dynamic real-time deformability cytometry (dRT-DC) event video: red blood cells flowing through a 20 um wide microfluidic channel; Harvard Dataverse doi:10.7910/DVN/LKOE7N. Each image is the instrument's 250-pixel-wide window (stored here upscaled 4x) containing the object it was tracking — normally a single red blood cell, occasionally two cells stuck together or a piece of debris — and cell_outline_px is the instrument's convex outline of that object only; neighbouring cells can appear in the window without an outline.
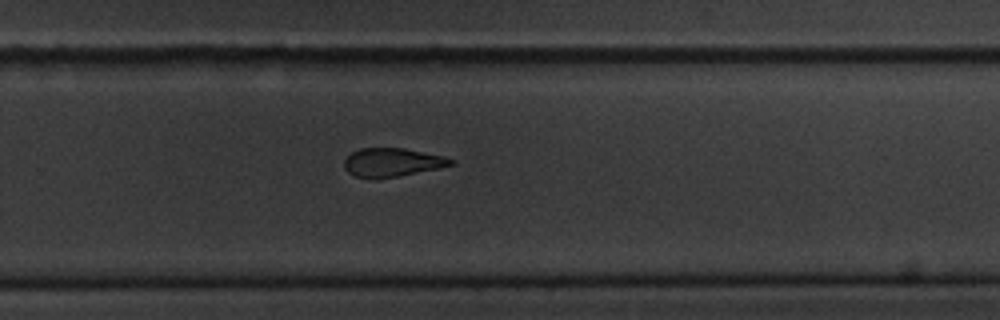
{"species": "common noctule bat (a hibernating species)", "species_latin": "Nyctalus noctula", "temperature_condition": "cold", "stored_images_in_passage": 10, "camera_frame_rate_fps": 3000, "um_per_image_px": 0.085, "animal": {"sex": "male", "body_mass_g": 20.1, "forearm_length_mm": 53.5}, "frame": {"image": 1, "passage_image": 10, "time_ms": 11.333, "image_size_px": [1000, 320], "cell_outline_px": [[456, 164], [376, 180], [372, 180], [356, 176], [348, 172], [344, 168], [344, 160], [352, 152], [360, 148], [404, 148], [444, 156], [456, 160]], "centroid_in_image_um": [33.31, 13.8], "position_along_channel_um": 296.5, "area_um2": 17.8}}